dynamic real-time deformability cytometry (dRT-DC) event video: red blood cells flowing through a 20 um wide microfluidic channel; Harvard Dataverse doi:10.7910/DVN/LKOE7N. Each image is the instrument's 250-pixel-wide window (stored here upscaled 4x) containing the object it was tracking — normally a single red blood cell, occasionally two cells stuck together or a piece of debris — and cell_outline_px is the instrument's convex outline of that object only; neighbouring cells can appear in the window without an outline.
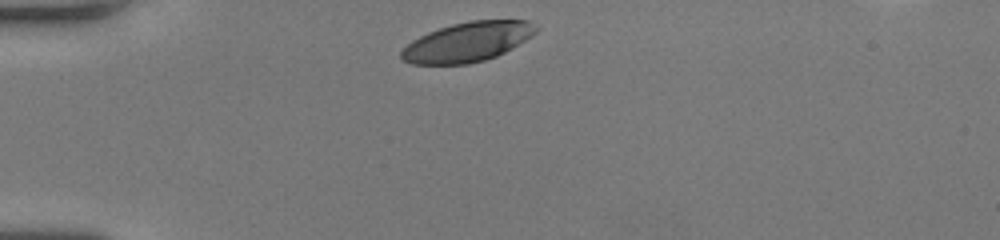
{"species": "human", "species_latin": "Homo sapiens", "temperature_condition": "room temperature", "stored_images_in_passage": 30, "camera_frame_rate_fps": 3000, "um_per_image_px": 0.085, "donor": {"sex": "female"}, "frame": {"image": 1, "passage_image": 1, "time_ms": 0.0, "image_size_px": [1000, 240], "cell_outline_px": [[540, 28], [532, 36], [504, 52], [496, 56], [484, 60], [468, 64], [412, 64], [404, 60], [400, 56], [400, 52], [412, 40], [428, 32], [452, 24], [468, 20], [528, 20]], "centroid_in_image_um": [39.75, 3.55], "position_along_channel_um": 45.2, "area_um2": 30.92}}
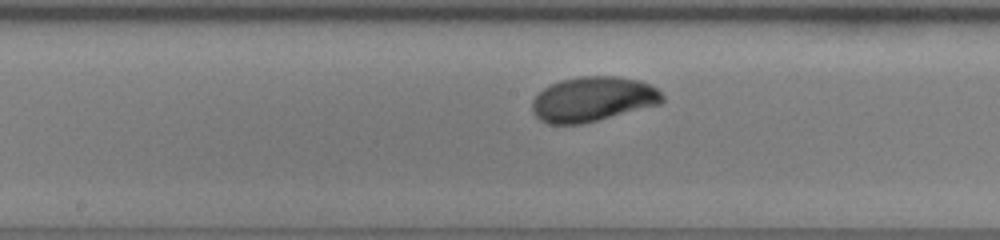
{"frame": {"image": 2, "passage_image": 15, "time_ms": 4.667, "image_size_px": [1000, 240], "cell_outline_px": [[664, 100], [660, 104], [580, 124], [548, 124], [540, 120], [532, 112], [532, 100], [544, 88], [560, 80], [580, 76], [620, 76], [640, 80], [656, 88], [664, 96]], "centroid_in_image_um": [50.38, 8.42], "position_along_channel_um": 197.8, "area_um2": 33.87}}
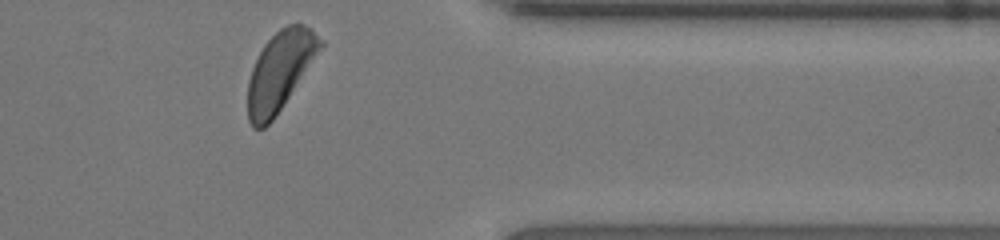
{"frame": {"image": 3, "passage_image": 30, "time_ms": 9.667, "image_size_px": [1000, 240], "cell_outline_px": [[324, 44], [272, 120], [264, 128], [252, 128], [248, 120], [248, 80], [252, 68], [264, 44], [280, 28], [288, 24], [304, 24], [312, 28], [324, 40]], "centroid_in_image_um": [23.79, 6.0], "position_along_channel_um": 387.6, "area_um2": 32.77}, "authors_computed_cell_mechanics": {"area_um2": 33.2639, "velocity_mm_per_s": 4.0151, "shape_relaxation_time_tau1_ms": 2.7812, "shape_relaxation_time_tau2_ms": null, "deformation_change_tau1": 0.1655, "deformation_change_tau2": null}}